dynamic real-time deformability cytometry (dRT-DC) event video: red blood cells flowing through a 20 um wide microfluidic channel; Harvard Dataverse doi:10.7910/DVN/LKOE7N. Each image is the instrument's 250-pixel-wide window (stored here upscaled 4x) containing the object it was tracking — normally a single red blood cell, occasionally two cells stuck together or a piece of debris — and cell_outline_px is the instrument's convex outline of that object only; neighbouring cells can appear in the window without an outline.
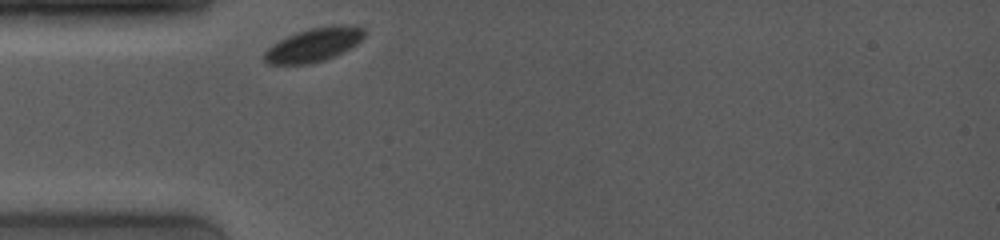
{"species": "common noctule bat (a hibernating species)", "species_latin": "Nyctalus noctula", "temperature_condition": "room temperature", "stored_images_in_passage": 39, "camera_frame_rate_fps": 4000, "um_per_image_px": 0.085, "animal": {"sex": "female", "body_mass_g": 19.0, "forearm_length_mm": 53.3}, "frame": {"image": 1, "passage_image": 1, "time_ms": 0.0, "image_size_px": [1000, 240], "cell_outline_px": [[364, 36], [356, 44], [324, 60], [308, 64], [268, 64], [264, 60], [264, 52], [272, 44], [296, 32], [308, 28], [332, 24], [356, 24], [364, 28]], "centroid_in_image_um": [26.68, 3.77], "position_along_channel_um": 58.3, "area_um2": 19.65}}
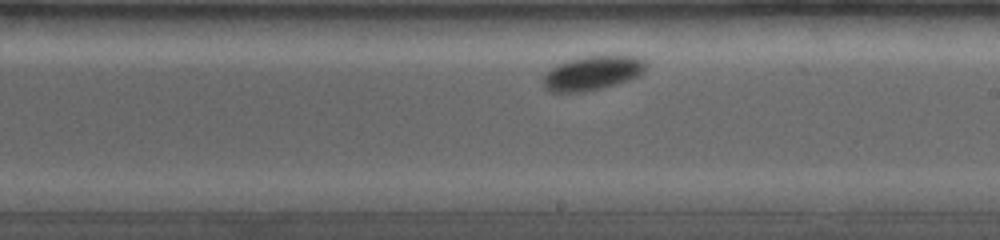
{"frame": {"image": 2, "passage_image": 21, "time_ms": 5.0, "image_size_px": [1000, 240], "cell_outline_px": [[648, 64], [644, 72], [640, 76], [616, 84], [584, 92], [548, 92], [544, 88], [544, 72], [556, 64], [568, 60], [584, 56], [636, 56], [644, 60]], "centroid_in_image_um": [50.35, 6.21], "position_along_channel_um": 238.7, "area_um2": 20.69}}
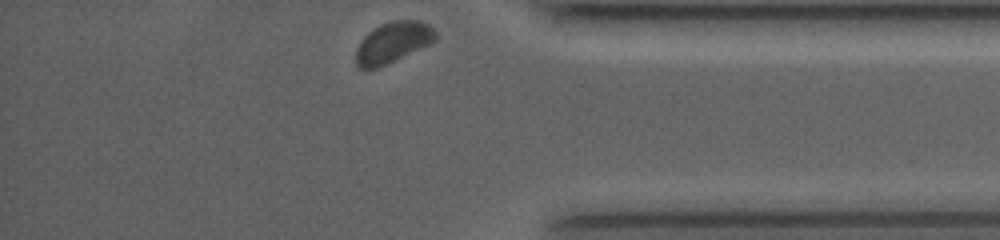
{"frame": {"image": 3, "passage_image": 39, "time_ms": 9.5, "image_size_px": [1000, 240], "cell_outline_px": [[436, 40], [428, 44], [376, 68], [360, 68], [356, 64], [356, 48], [364, 36], [368, 32], [380, 24], [392, 20], [420, 20], [428, 24], [436, 32]], "centroid_in_image_um": [33.38, 3.57], "position_along_channel_um": 401.8, "area_um2": 18.55}}